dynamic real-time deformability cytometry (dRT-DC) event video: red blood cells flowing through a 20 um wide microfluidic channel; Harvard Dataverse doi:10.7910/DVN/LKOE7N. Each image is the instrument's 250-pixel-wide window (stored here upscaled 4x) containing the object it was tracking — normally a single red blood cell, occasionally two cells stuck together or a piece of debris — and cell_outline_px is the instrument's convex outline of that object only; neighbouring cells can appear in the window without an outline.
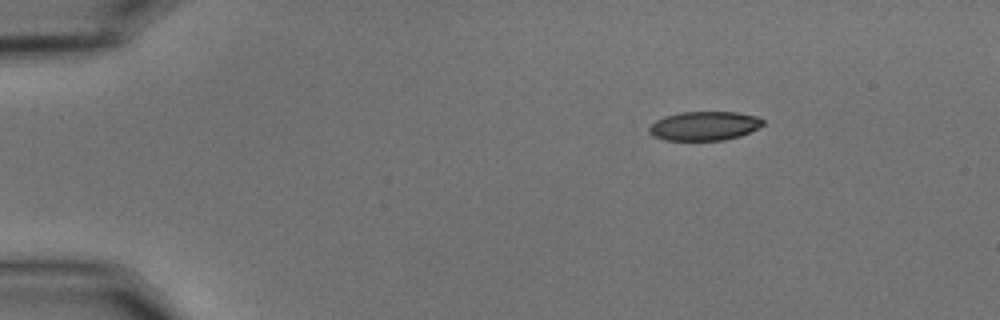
{"species": "common noctule bat (a hibernating species)", "species_latin": "Nyctalus noctula", "temperature_condition": "cold", "stored_images_in_passage": 6, "camera_frame_rate_fps": 3000, "um_per_image_px": 0.085, "animal": {"sex": "male", "body_mass_g": 15.6}, "frame": {"image": 1, "passage_image": 1, "time_ms": 0.0, "image_size_px": [1000, 320], "cell_outline_px": [[764, 124], [760, 128], [740, 136], [724, 140], [664, 140], [652, 136], [648, 132], [648, 128], [656, 120], [664, 116], [680, 112], [736, 112], [756, 116], [764, 120]], "centroid_in_image_um": [59.87, 10.7], "position_along_channel_um": 25.1, "area_um2": 19.42}}